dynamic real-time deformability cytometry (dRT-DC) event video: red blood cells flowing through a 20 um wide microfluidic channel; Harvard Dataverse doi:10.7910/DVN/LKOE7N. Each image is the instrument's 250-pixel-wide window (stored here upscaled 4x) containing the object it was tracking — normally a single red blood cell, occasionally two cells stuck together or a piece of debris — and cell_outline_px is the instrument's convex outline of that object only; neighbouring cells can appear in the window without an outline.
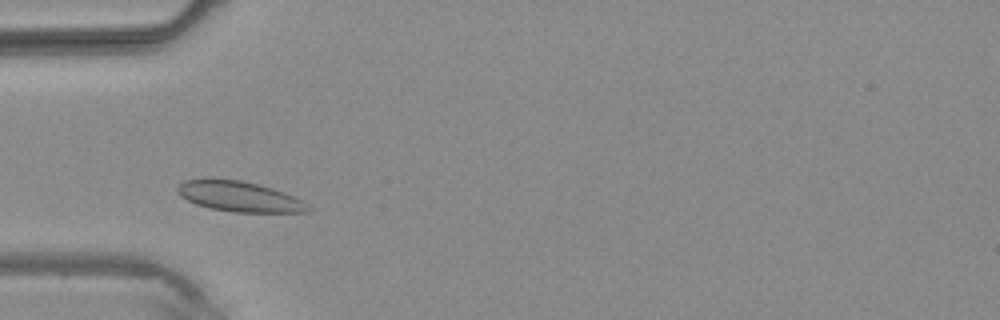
{"species": "common noctule bat (a hibernating species)", "species_latin": "Nyctalus noctula", "temperature_condition": "warm", "stored_images_in_passage": 2, "camera_frame_rate_fps": 3000, "um_per_image_px": 0.085, "animal": {"sex": "male", "body_mass_g": 20.4}, "frame": {"image": 1, "passage_image": 1, "time_ms": 0.0, "image_size_px": [1000, 320], "cell_outline_px": [[312, 208], [308, 212], [232, 212], [212, 208], [196, 204], [180, 196], [176, 192], [176, 188], [184, 180], [204, 176], [240, 180], [260, 184], [284, 192], [308, 204]], "centroid_in_image_um": [20.28, 16.66], "position_along_channel_um": 64.7, "area_um2": 23.52}}
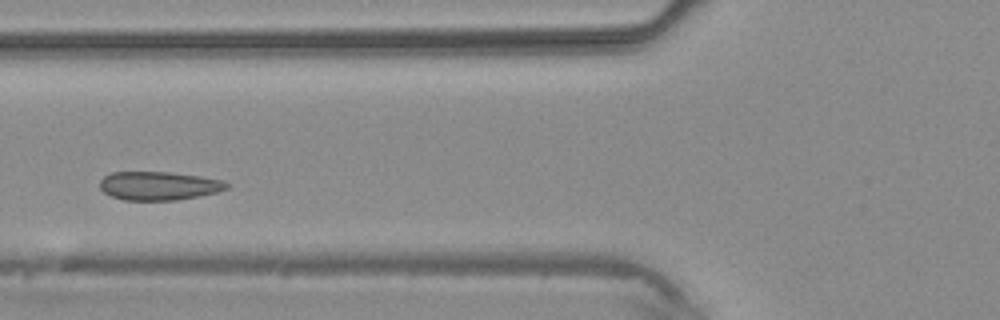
{"frame": {"image": 2, "passage_image": 2, "time_ms": 1.0, "image_size_px": [1000, 320], "cell_outline_px": [[228, 188], [216, 192], [200, 196], [176, 200], [124, 200], [112, 196], [104, 192], [100, 188], [100, 180], [104, 176], [112, 172], [168, 172], [200, 176], [220, 180], [228, 184]], "centroid_in_image_um": [13.47, 15.79], "position_along_channel_um": 112.3, "area_um2": 20.98}}